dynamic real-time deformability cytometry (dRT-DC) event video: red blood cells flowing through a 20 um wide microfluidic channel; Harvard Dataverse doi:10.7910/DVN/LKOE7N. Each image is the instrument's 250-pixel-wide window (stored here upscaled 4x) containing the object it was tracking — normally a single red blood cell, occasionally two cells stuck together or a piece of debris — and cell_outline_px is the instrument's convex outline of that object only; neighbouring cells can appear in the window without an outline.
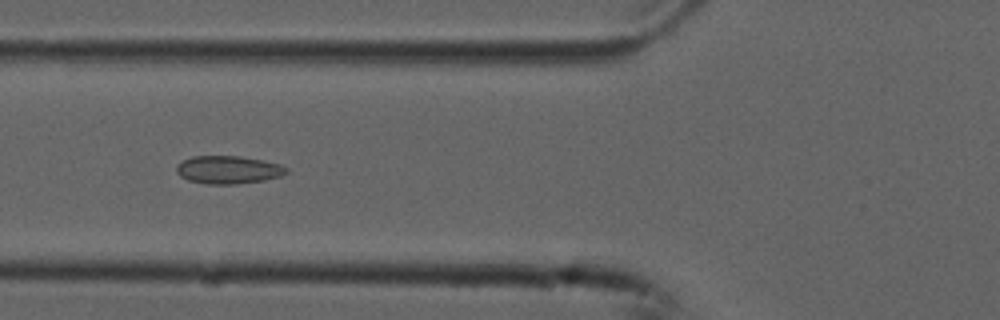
{"species": "common noctule bat (a hibernating species)", "species_latin": "Nyctalus noctula", "temperature_condition": "cold", "stored_images_in_passage": 10, "camera_frame_rate_fps": 3000, "um_per_image_px": 0.085, "animal": {"sex": "male", "forearm_length_mm": 52.5}, "frame": {"image": 1, "passage_image": 5, "time_ms": 1.333, "image_size_px": [1000, 320], "cell_outline_px": [[288, 172], [280, 176], [264, 180], [236, 184], [208, 184], [188, 180], [180, 176], [176, 172], [176, 164], [192, 156], [240, 156], [280, 164], [288, 168]], "centroid_in_image_um": [19.38, 14.43], "position_along_channel_um": 106.4, "area_um2": 17.86}}
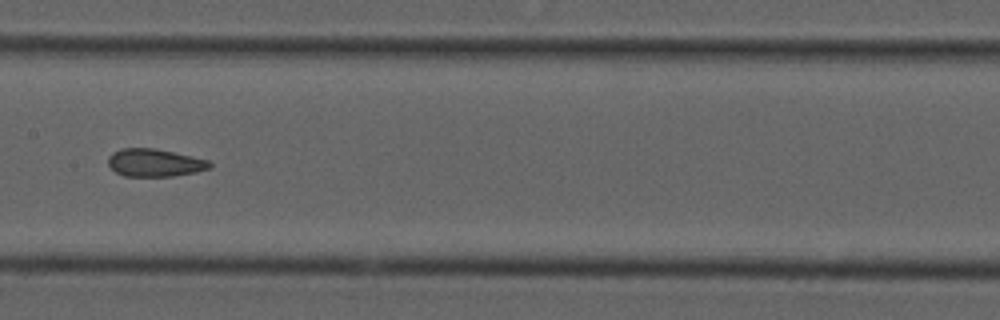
{"frame": {"image": 2, "passage_image": 7, "time_ms": 2.0, "image_size_px": [1000, 320], "cell_outline_px": [[212, 168], [196, 172], [172, 176], [124, 176], [116, 172], [108, 164], [108, 156], [112, 152], [120, 148], [156, 148], [208, 160], [212, 164]], "centroid_in_image_um": [13.14, 13.83], "position_along_channel_um": 194.3, "area_um2": 16.47}}
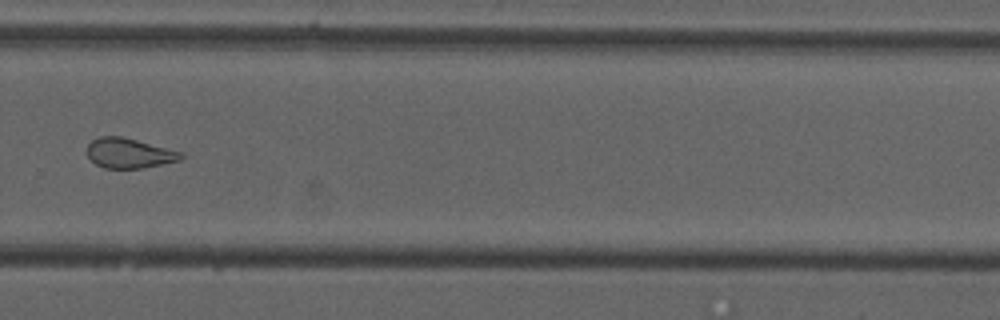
{"frame": {"image": 3, "passage_image": 10, "time_ms": 3.0, "image_size_px": [1000, 320], "cell_outline_px": [[184, 156], [180, 160], [144, 168], [104, 168], [96, 164], [88, 156], [88, 144], [92, 140], [100, 136], [120, 136], [184, 152]], "centroid_in_image_um": [11.0, 13.02], "position_along_channel_um": 318.8, "area_um2": 16.3}}